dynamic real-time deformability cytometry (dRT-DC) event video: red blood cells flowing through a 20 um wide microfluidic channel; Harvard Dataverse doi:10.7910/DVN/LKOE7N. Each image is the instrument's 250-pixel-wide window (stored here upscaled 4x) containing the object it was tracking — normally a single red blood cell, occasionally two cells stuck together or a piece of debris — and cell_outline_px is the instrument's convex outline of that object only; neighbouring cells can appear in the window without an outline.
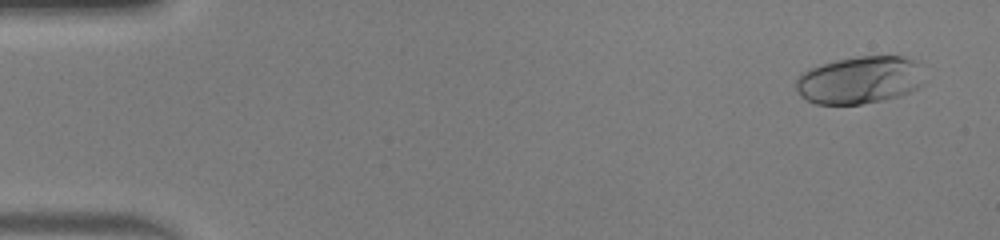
{"species": "human", "species_latin": "Homo sapiens", "temperature_condition": "warm", "stored_images_in_passage": 48, "camera_frame_rate_fps": 3000, "um_per_image_px": 0.085, "donor": {"sex": "male"}, "frame": {"image": 1, "passage_image": 3, "time_ms": 0.667, "image_size_px": [1000, 240], "cell_outline_px": [[924, 84], [908, 92], [896, 96], [880, 100], [860, 104], [816, 104], [800, 96], [796, 88], [796, 80], [808, 68], [836, 60], [856, 56], [900, 56], [912, 60], [916, 64]], "centroid_in_image_um": [73.01, 6.8], "position_along_channel_um": 12.0, "area_um2": 35.03}}
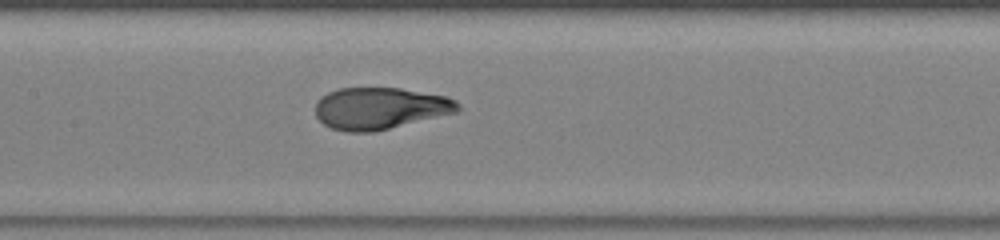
{"frame": {"image": 2, "passage_image": 24, "time_ms": 7.667, "image_size_px": [1000, 240], "cell_outline_px": [[460, 108], [456, 112], [372, 132], [348, 132], [332, 128], [324, 124], [316, 116], [316, 100], [320, 96], [328, 92], [340, 88], [400, 88], [448, 96], [456, 100], [460, 104]], "centroid_in_image_um": [32.29, 9.19], "position_along_channel_um": 175.1, "area_um2": 34.62}}
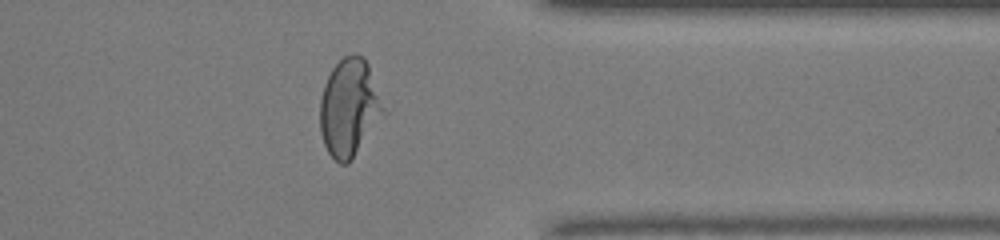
{"frame": {"image": 3, "passage_image": 39, "time_ms": 12.667, "image_size_px": [1000, 240], "cell_outline_px": [[388, 112], [348, 164], [340, 164], [328, 152], [324, 144], [320, 132], [320, 100], [324, 84], [332, 68], [344, 56], [356, 52], [364, 56], [368, 64]], "centroid_in_image_um": [29.73, 9.15], "position_along_channel_um": 381.7, "area_um2": 36.65}, "authors_computed_cell_mechanics": {"area_um2": 35.0846, "velocity_mm_per_s": 4.3233, "shape_relaxation_time_tau1_ms": 5.1959, "shape_relaxation_time_tau2_ms": null, "deformation_change_tau1": 0.2941, "deformation_change_tau2": null}}